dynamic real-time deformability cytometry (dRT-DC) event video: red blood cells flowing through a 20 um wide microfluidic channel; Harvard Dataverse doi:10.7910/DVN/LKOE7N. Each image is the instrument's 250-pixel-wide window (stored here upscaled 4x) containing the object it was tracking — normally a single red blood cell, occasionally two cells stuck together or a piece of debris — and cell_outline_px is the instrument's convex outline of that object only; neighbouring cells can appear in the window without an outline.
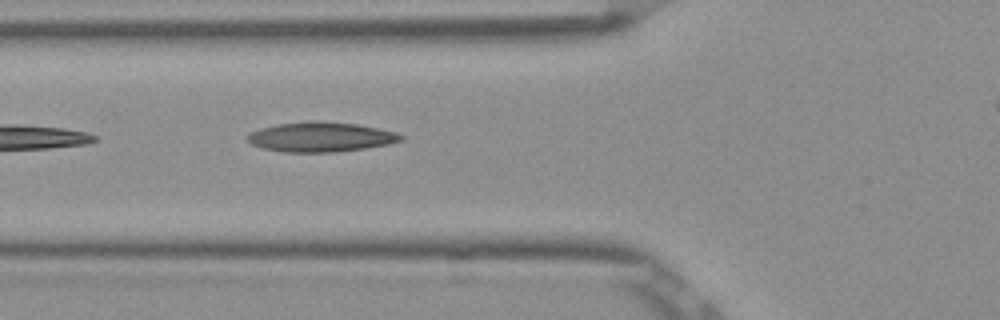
{"species": "Egyptian fruit bat (a non-hibernating species)", "species_latin": "Rousettus aegyptiacus", "temperature_condition": "room temperature", "stored_images_in_passage": 6, "camera_frame_rate_fps": 3000, "um_per_image_px": 0.085, "frame": {"image": 1, "passage_image": 5, "time_ms": 1.333, "image_size_px": [1000, 320], "cell_outline_px": [[404, 140], [388, 144], [364, 148], [332, 152], [284, 152], [264, 148], [252, 144], [248, 140], [248, 136], [252, 132], [260, 128], [276, 124], [308, 120], [316, 120], [356, 124], [396, 132], [404, 136]], "centroid_in_image_um": [27.27, 11.63], "position_along_channel_um": 98.5, "area_um2": 26.47}}